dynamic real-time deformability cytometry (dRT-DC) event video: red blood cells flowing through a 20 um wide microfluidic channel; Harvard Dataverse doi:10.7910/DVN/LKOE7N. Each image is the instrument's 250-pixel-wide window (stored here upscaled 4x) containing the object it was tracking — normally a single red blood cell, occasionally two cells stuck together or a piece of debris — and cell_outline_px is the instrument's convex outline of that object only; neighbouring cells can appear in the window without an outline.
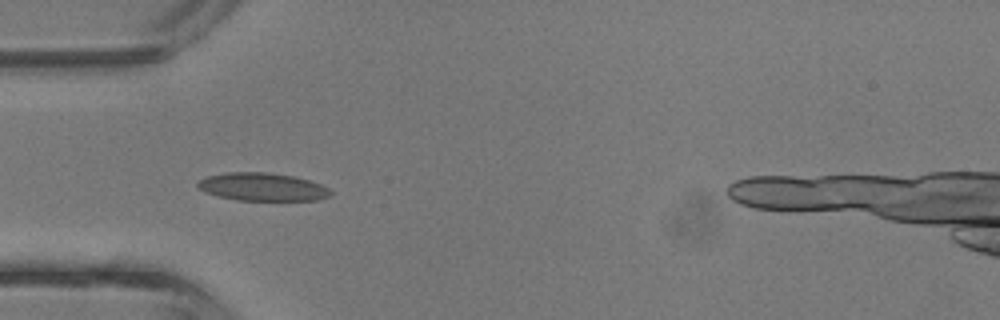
{"species": "common noctule bat (a hibernating species)", "species_latin": "Nyctalus noctula", "temperature_condition": "room temperature", "stored_images_in_passage": 20, "camera_frame_rate_fps": 3000, "um_per_image_px": 0.085, "animal": {"sex": "male", "body_mass_g": 13.3}, "frame": {"image": 1, "passage_image": 3, "time_ms": 0.667, "image_size_px": [1000, 320], "cell_outline_px": [[332, 196], [320, 200], [236, 200], [204, 192], [196, 184], [200, 180], [208, 176], [228, 172], [268, 172], [296, 176], [320, 184], [328, 188], [332, 192]], "centroid_in_image_um": [22.35, 15.88], "position_along_channel_um": 62.6, "area_um2": 21.68}}
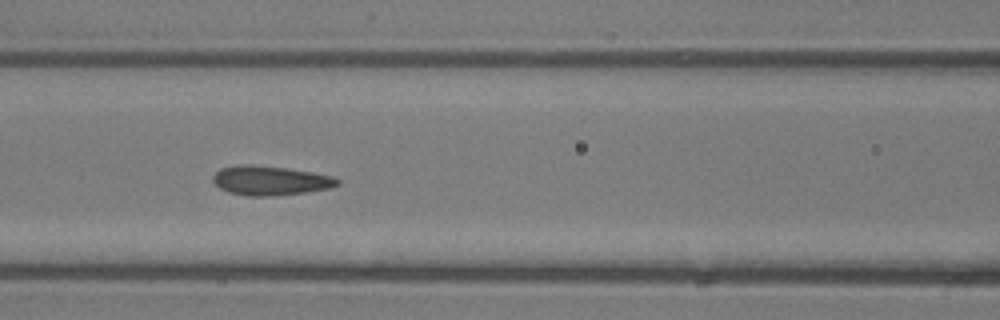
{"frame": {"image": 2, "passage_image": 8, "time_ms": 2.333, "image_size_px": [1000, 320], "cell_outline_px": [[340, 184], [328, 188], [304, 192], [276, 196], [248, 196], [228, 192], [220, 188], [212, 180], [212, 176], [220, 168], [236, 164], [252, 164], [284, 168], [312, 172], [332, 176], [340, 180]], "centroid_in_image_um": [22.93, 15.34], "position_along_channel_um": 143.7, "area_um2": 21.33}}
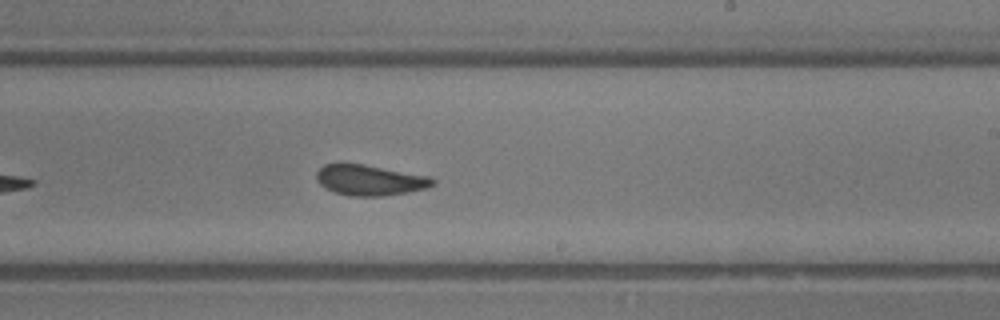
{"frame": {"image": 3, "passage_image": 15, "time_ms": 4.667, "image_size_px": [1000, 320], "cell_outline_px": [[436, 184], [428, 188], [408, 192], [380, 196], [348, 196], [324, 188], [316, 180], [316, 172], [324, 164], [364, 164], [432, 176], [436, 180]], "centroid_in_image_um": [31.48, 15.31], "position_along_channel_um": 257.5, "area_um2": 20.92}}